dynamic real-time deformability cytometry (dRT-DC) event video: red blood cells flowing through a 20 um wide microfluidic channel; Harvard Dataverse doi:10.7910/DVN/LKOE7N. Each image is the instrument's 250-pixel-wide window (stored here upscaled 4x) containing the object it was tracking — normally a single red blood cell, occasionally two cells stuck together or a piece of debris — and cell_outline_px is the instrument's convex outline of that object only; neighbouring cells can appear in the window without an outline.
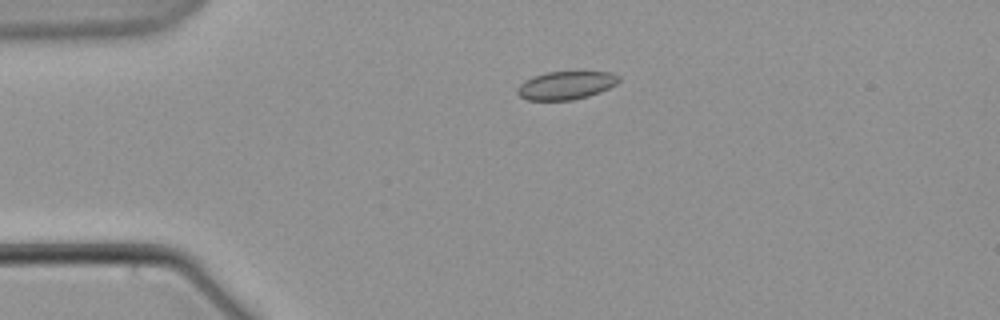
{"species": "common noctule bat (a hibernating species)", "species_latin": "Nyctalus noctula", "temperature_condition": "warm", "stored_images_in_passage": 10, "camera_frame_rate_fps": 3000, "um_per_image_px": 0.085, "animal": {"sex": "male", "body_mass_g": 21.5, "forearm_length_mm": 52.0}, "frame": {"image": 1, "passage_image": 4, "time_ms": 3.667, "image_size_px": [1000, 320], "cell_outline_px": [[620, 80], [616, 84], [600, 92], [588, 96], [572, 100], [528, 100], [520, 96], [516, 92], [516, 88], [524, 80], [532, 76], [548, 72], [612, 72], [620, 76]], "centroid_in_image_um": [48.09, 7.25], "position_along_channel_um": 36.9, "area_um2": 16.7}}